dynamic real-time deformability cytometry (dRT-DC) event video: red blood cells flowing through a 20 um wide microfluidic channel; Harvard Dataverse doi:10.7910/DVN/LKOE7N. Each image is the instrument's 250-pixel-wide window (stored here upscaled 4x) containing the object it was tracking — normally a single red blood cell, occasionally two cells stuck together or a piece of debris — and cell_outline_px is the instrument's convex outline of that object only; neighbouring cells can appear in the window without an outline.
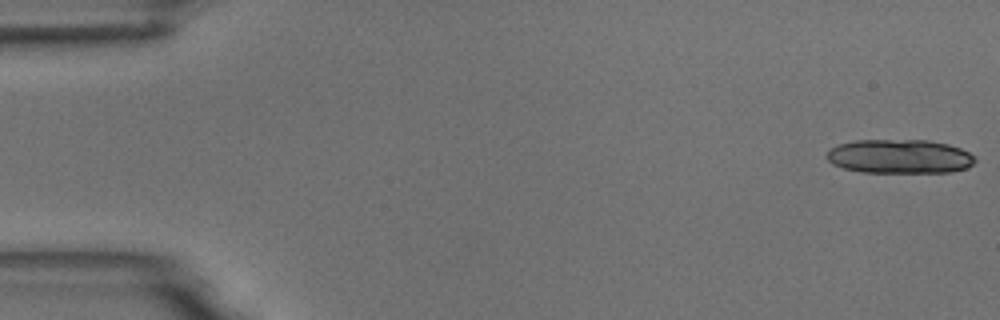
{"species": "common noctule bat (a hibernating species)", "species_latin": "Nyctalus noctula", "temperature_condition": "room temperature", "stored_images_in_passage": 6, "segment_of_instrument_passage": [1, 2], "camera_frame_rate_fps": 3000, "um_per_image_px": 0.085, "animal": {"sex": "male", "body_mass_g": 18.8}, "frame": {"image": 1, "passage_image": 1, "time_ms": 0.0, "image_size_px": [1000, 320], "cell_outline_px": [[976, 160], [968, 168], [952, 172], [860, 172], [844, 168], [832, 164], [828, 160], [828, 152], [836, 144], [856, 140], [928, 140], [948, 144], [960, 148], [976, 156]], "centroid_in_image_um": [76.49, 13.29], "position_along_channel_um": 8.5, "area_um2": 29.54}}